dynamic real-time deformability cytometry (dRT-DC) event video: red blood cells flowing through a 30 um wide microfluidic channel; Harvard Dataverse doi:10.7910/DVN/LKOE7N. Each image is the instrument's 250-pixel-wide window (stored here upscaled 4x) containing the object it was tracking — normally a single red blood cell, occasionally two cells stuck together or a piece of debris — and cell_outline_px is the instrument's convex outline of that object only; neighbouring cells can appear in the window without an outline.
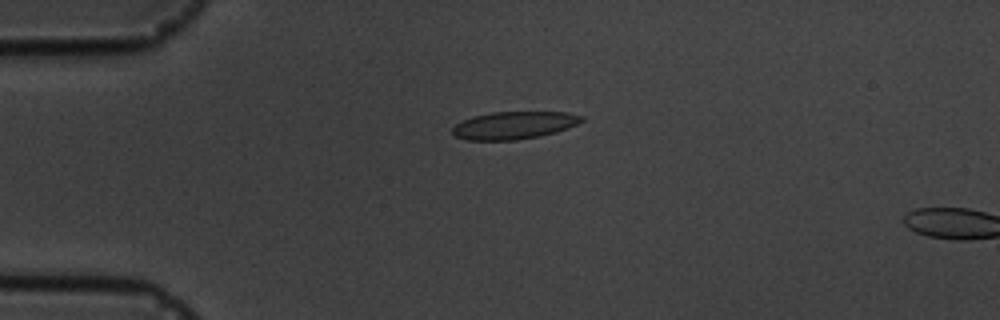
{"species": "common noctule bat (a hibernating species)", "species_latin": "Nyctalus noctula", "temperature_condition": "cold", "stored_images_in_passage": 2, "camera_frame_rate_fps": 3000, "um_per_image_px": 0.085, "animal": {"sex": "male", "body_mass_g": 19.5, "forearm_length_mm": 54.6}, "frame": {"image": 1, "passage_image": 1, "time_ms": 0.0, "image_size_px": [1000, 320], "cell_outline_px": [[584, 120], [568, 128], [556, 132], [540, 136], [516, 140], [468, 140], [456, 136], [452, 132], [452, 128], [456, 124], [472, 116], [492, 112], [564, 112], [584, 116]], "centroid_in_image_um": [43.7, 10.65], "position_along_channel_um": 41.3, "area_um2": 20.69}}